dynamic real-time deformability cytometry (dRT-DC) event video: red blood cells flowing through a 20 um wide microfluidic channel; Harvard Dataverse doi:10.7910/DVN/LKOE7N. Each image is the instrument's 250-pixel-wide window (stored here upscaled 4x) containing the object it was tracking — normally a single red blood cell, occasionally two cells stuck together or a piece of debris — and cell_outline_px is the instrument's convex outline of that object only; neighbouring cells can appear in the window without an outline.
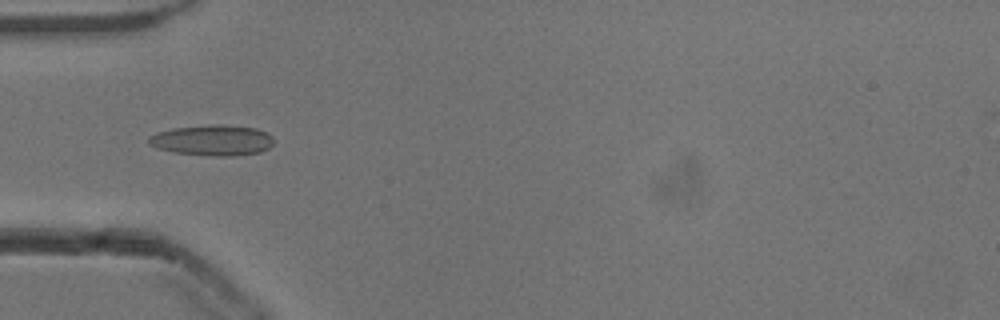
{"species": "common noctule bat (a hibernating species)", "species_latin": "Nyctalus noctula", "temperature_condition": "cold", "stored_images_in_passage": 23, "camera_frame_rate_fps": 3000, "um_per_image_px": 0.085, "animal": {"sex": "male", "body_mass_g": 13.3}, "frame": {"image": 1, "passage_image": 3, "time_ms": 0.667, "image_size_px": [1000, 320], "cell_outline_px": [[272, 144], [268, 148], [260, 152], [236, 156], [212, 156], [176, 152], [156, 148], [148, 144], [148, 136], [156, 132], [172, 128], [216, 124], [220, 124], [256, 128], [272, 136]], "centroid_in_image_um": [18.02, 11.92], "position_along_channel_um": 67.0, "area_um2": 22.37}}
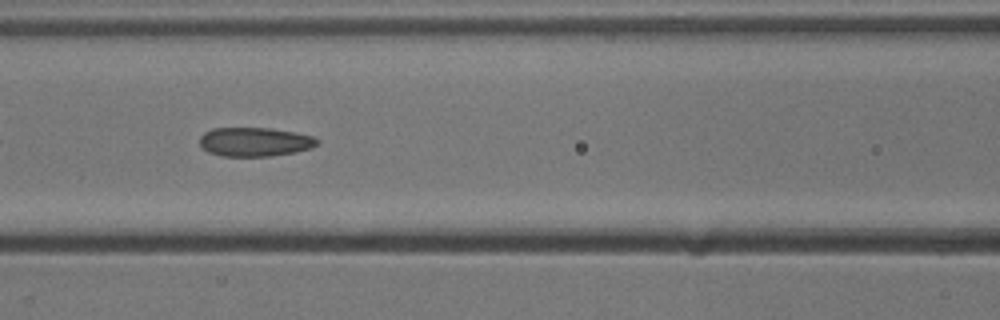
{"frame": {"image": 2, "passage_image": 9, "time_ms": 2.667, "image_size_px": [1000, 320], "cell_outline_px": [[320, 140], [312, 148], [272, 156], [220, 156], [208, 152], [200, 144], [200, 136], [204, 132], [212, 128], [268, 128], [292, 132], [312, 136]], "centroid_in_image_um": [21.62, 12.06], "position_along_channel_um": 145.0, "area_um2": 19.71}}
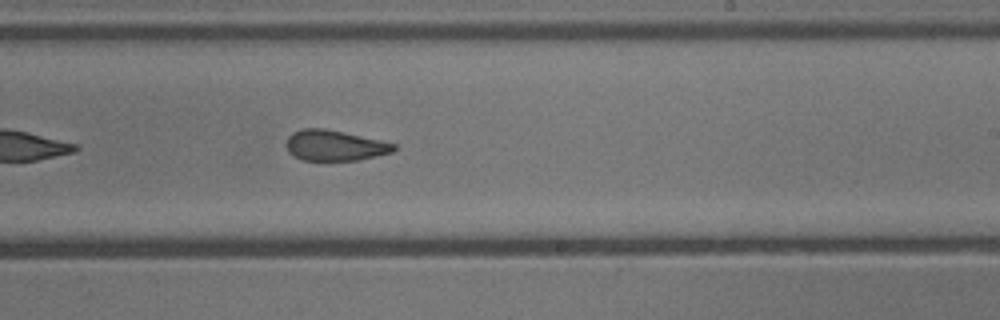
{"frame": {"image": 3, "passage_image": 18, "time_ms": 5.667, "image_size_px": [1000, 320], "cell_outline_px": [[396, 148], [392, 152], [356, 160], [300, 160], [288, 152], [288, 136], [292, 132], [300, 128], [324, 128], [380, 140], [396, 144]], "centroid_in_image_um": [28.42, 12.36], "position_along_channel_um": 260.6, "area_um2": 18.96}}